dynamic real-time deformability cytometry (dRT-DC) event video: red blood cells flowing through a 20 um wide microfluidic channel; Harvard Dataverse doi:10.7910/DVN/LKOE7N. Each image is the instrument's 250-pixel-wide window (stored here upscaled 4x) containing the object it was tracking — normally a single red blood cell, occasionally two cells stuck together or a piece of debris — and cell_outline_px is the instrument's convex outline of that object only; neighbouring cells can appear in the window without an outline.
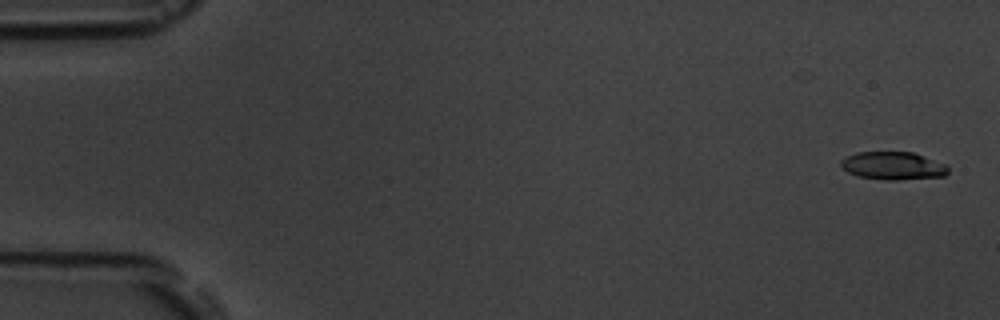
{"species": "common noctule bat (a hibernating species)", "species_latin": "Nyctalus noctula", "temperature_condition": "room temperature", "stored_images_in_passage": 6, "camera_frame_rate_fps": 3000, "um_per_image_px": 0.085, "animal": {"sex": "male", "body_mass_g": 19.5, "forearm_length_mm": 54.6}, "frame": {"image": 1, "passage_image": 1, "time_ms": 0.0, "image_size_px": [1000, 320], "cell_outline_px": [[948, 172], [944, 176], [896, 180], [884, 180], [860, 176], [848, 172], [840, 164], [840, 160], [856, 152], [912, 152], [948, 164]], "centroid_in_image_um": [75.94, 14.08], "position_along_channel_um": 9.1, "area_um2": 17.4}}
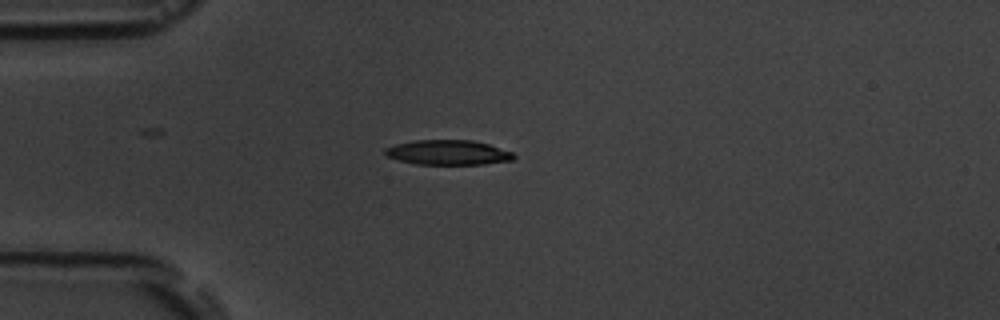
{"frame": {"image": 2, "passage_image": 4, "time_ms": 4.333, "image_size_px": [1000, 320], "cell_outline_px": [[516, 156], [512, 160], [484, 164], [416, 164], [400, 160], [388, 156], [384, 152], [384, 148], [396, 144], [412, 140], [472, 140], [488, 144], [512, 152]], "centroid_in_image_um": [38.08, 12.95], "position_along_channel_um": 46.9, "area_um2": 18.5}}
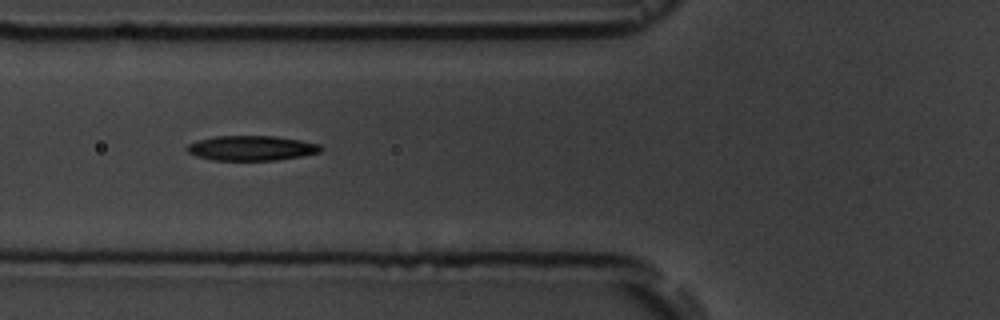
{"frame": {"image": 3, "passage_image": 6, "time_ms": 6.333, "image_size_px": [1000, 320], "cell_outline_px": [[324, 148], [320, 152], [300, 156], [276, 160], [212, 160], [196, 156], [188, 152], [184, 148], [188, 144], [196, 140], [216, 136], [276, 136], [300, 140], [320, 144]], "centroid_in_image_um": [21.35, 12.58], "position_along_channel_um": 104.5, "area_um2": 19.48}}